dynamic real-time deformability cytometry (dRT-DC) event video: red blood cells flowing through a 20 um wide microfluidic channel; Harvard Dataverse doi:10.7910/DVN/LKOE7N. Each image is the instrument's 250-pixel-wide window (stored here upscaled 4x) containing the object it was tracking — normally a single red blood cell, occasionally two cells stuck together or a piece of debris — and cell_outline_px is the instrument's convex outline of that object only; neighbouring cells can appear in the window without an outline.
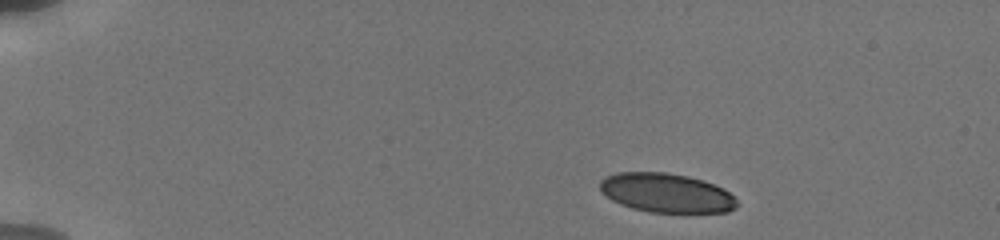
{"species": "human", "species_latin": "Homo sapiens", "temperature_condition": "cold", "stored_images_in_passage": 11, "camera_frame_rate_fps": 3000, "um_per_image_px": 0.085, "donor": {"sex": "male"}, "frame": {"image": 1, "passage_image": 1, "time_ms": 0.0, "image_size_px": [1000, 240], "cell_outline_px": [[736, 208], [728, 212], [648, 212], [632, 208], [620, 204], [612, 200], [600, 188], [600, 180], [604, 176], [616, 172], [664, 172], [688, 176], [704, 180], [724, 188], [736, 200]], "centroid_in_image_um": [56.63, 16.39], "position_along_channel_um": 28.4, "area_um2": 31.27}}
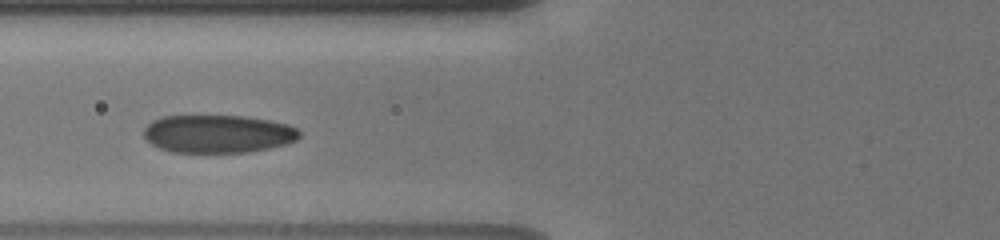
{"frame": {"image": 2, "passage_image": 7, "time_ms": 4.667, "image_size_px": [1000, 240], "cell_outline_px": [[300, 136], [296, 140], [288, 144], [248, 152], [172, 152], [160, 148], [152, 144], [144, 136], [144, 128], [152, 120], [164, 116], [244, 116], [268, 120], [288, 124], [296, 128], [300, 132]], "centroid_in_image_um": [18.53, 11.38], "position_along_channel_um": 107.3, "area_um2": 34.39}}
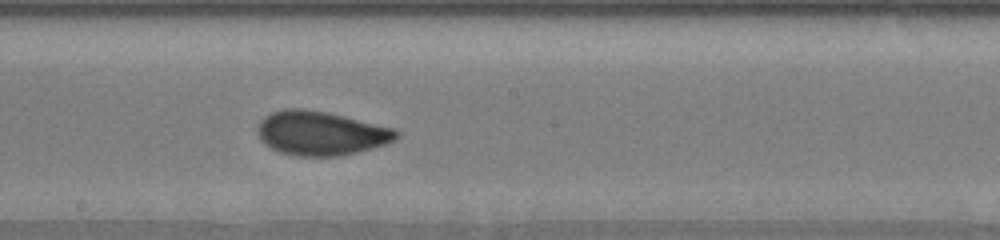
{"frame": {"image": 3, "passage_image": 11, "time_ms": 7.667, "image_size_px": [1000, 240], "cell_outline_px": [[400, 136], [396, 140], [372, 148], [356, 152], [336, 156], [296, 156], [280, 152], [264, 144], [260, 140], [260, 120], [264, 116], [272, 112], [284, 108], [304, 108], [328, 112], [392, 128], [400, 132]], "centroid_in_image_um": [27.27, 11.32], "position_along_channel_um": 220.9, "area_um2": 35.43}}